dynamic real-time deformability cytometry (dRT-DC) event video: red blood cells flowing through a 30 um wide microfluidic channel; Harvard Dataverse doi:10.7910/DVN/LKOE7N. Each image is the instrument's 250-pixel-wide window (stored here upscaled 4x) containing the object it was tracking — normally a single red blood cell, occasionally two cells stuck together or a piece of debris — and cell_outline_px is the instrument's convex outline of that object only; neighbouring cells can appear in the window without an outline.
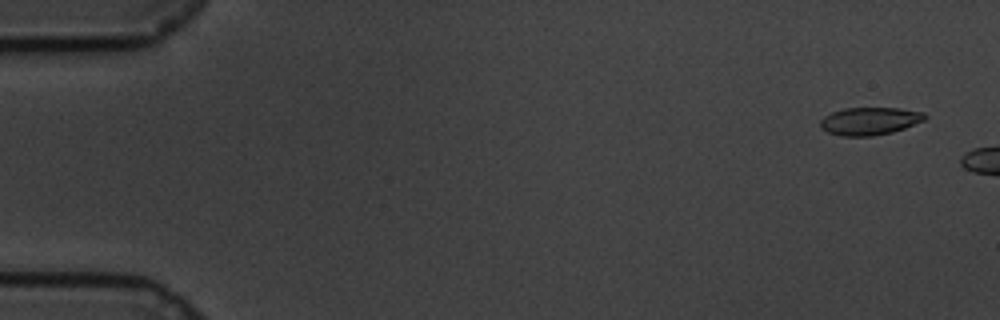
{"species": "common noctule bat (a hibernating species)", "species_latin": "Nyctalus noctula", "temperature_condition": "cold", "stored_images_in_passage": 5, "camera_frame_rate_fps": 3000, "um_per_image_px": 0.085, "animal": {"sex": "male", "body_mass_g": 19.5, "forearm_length_mm": 54.6}, "frame": {"image": 1, "passage_image": 1, "time_ms": 0.0, "image_size_px": [1000, 320], "cell_outline_px": [[928, 116], [924, 120], [904, 128], [892, 132], [872, 136], [840, 136], [828, 132], [820, 128], [820, 120], [824, 116], [832, 112], [844, 108], [900, 108], [924, 112]], "centroid_in_image_um": [73.91, 10.29], "position_along_channel_um": 11.1, "area_um2": 16.94}}